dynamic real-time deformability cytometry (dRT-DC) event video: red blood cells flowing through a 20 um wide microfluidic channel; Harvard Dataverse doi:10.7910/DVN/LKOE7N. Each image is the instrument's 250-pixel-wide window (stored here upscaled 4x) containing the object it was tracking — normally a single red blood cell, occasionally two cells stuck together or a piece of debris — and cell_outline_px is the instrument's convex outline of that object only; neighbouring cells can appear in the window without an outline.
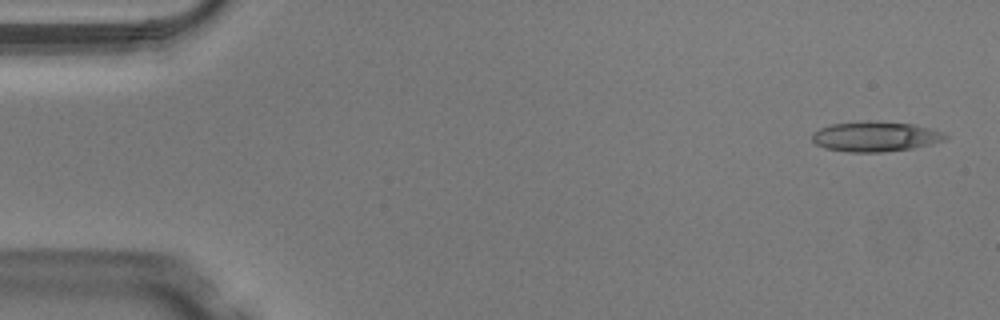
{"species": "Egyptian fruit bat (a non-hibernating species)", "species_latin": "Rousettus aegyptiacus", "temperature_condition": "warm", "stored_images_in_passage": 48, "camera_frame_rate_fps": 3000, "um_per_image_px": 0.085, "animal": {"sex": "male"}, "frame": {"image": 1, "passage_image": 2, "time_ms": 0.333, "image_size_px": [1000, 320], "cell_outline_px": [[948, 136], [944, 140], [912, 148], [884, 152], [848, 152], [824, 148], [816, 144], [812, 140], [812, 132], [820, 128], [832, 124], [912, 124], [944, 132]], "centroid_in_image_um": [74.38, 11.66], "position_along_channel_um": 10.6, "area_um2": 22.14}}
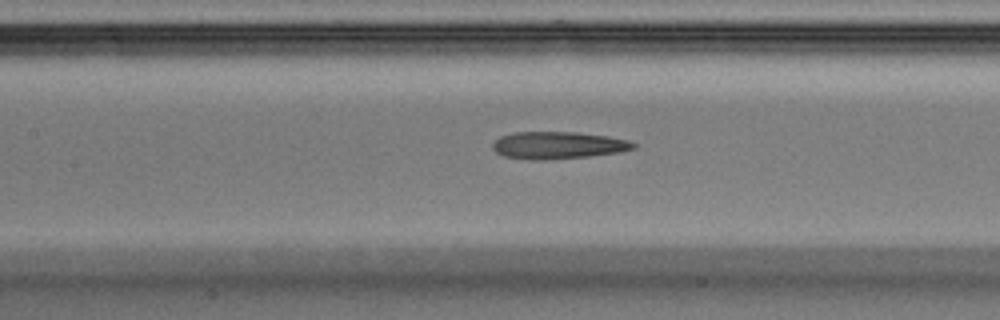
{"frame": {"image": 2, "passage_image": 22, "time_ms": 7.0, "image_size_px": [1000, 320], "cell_outline_px": [[636, 148], [616, 152], [588, 156], [540, 160], [532, 160], [504, 156], [496, 152], [492, 148], [492, 144], [500, 136], [516, 132], [576, 132], [608, 136], [628, 140], [636, 144]], "centroid_in_image_um": [47.41, 12.34], "position_along_channel_um": 160.0, "area_um2": 22.14}}
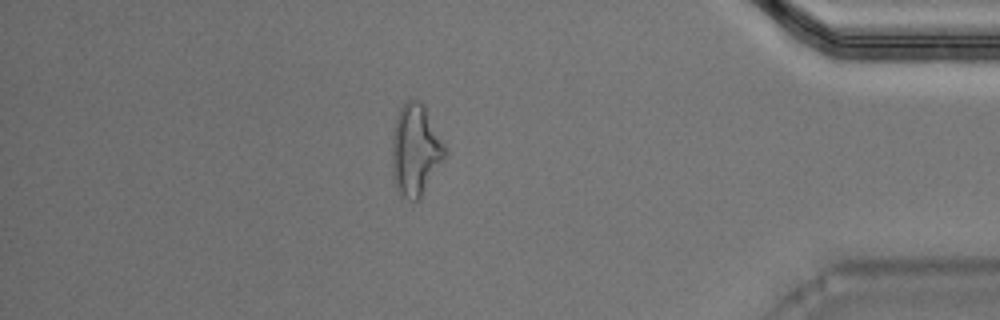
{"frame": {"image": 3, "passage_image": 42, "time_ms": 13.667, "image_size_px": [1000, 320], "cell_outline_px": [[444, 156], [420, 200], [412, 200], [404, 196], [396, 188], [392, 168], [392, 136], [396, 120], [400, 108], [408, 100], [420, 100], [424, 104], [444, 148]], "centroid_in_image_um": [35.27, 12.75], "position_along_channel_um": 399.9, "area_um2": 27.28}, "authors_computed_cell_mechanics": {"area_um2": 22.8021, "velocity_mm_per_s": 4.139, "shape_relaxation_time_tau1_ms": null, "shape_relaxation_time_tau2_ms": 5.1968, "deformation_change_tau1": null, "deformation_change_tau2": 0.2165}}